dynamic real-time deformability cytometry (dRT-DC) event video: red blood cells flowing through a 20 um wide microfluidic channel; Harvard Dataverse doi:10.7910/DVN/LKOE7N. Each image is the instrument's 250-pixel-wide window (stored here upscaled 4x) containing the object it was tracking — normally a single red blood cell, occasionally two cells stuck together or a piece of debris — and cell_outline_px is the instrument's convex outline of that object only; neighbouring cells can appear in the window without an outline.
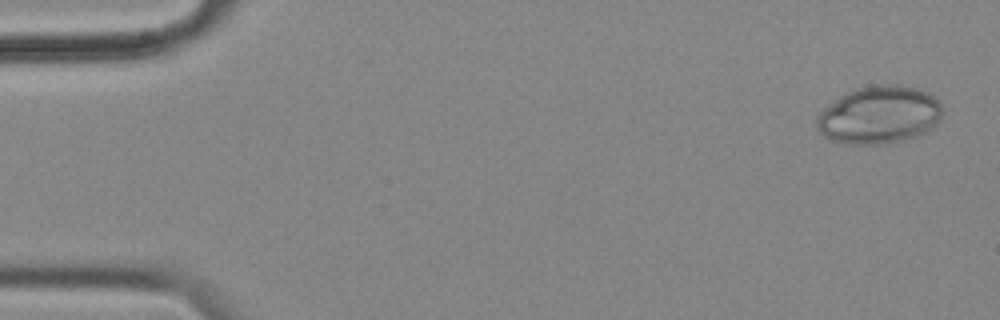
{"species": "common noctule bat (a hibernating species)", "species_latin": "Nyctalus noctula", "temperature_condition": "cold", "stored_images_in_passage": 53, "camera_frame_rate_fps": 3000, "um_per_image_px": 0.085, "animal": {"sex": "female", "body_mass_g": 18.4}, "frame": {"image": 1, "passage_image": 2, "time_ms": 0.333, "image_size_px": [1000, 320], "cell_outline_px": [[944, 112], [936, 124], [932, 128], [916, 136], [904, 140], [888, 144], [848, 144], [832, 140], [824, 136], [816, 128], [816, 116], [828, 104], [840, 96], [856, 88], [872, 84], [900, 84], [916, 88], [928, 92], [940, 104]], "centroid_in_image_um": [74.72, 9.76], "position_along_channel_um": 10.3, "area_um2": 42.6}}
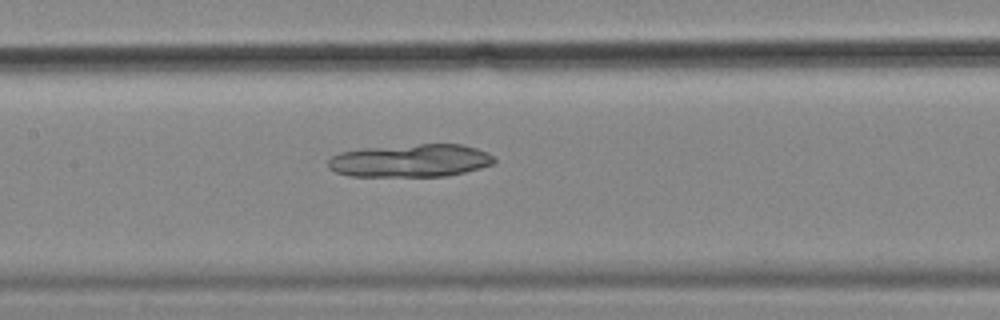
{"frame": {"image": 2, "passage_image": 26, "time_ms": 8.333, "image_size_px": [1000, 320], "cell_outline_px": [[496, 160], [492, 164], [480, 168], [464, 172], [444, 176], [348, 176], [336, 172], [328, 168], [328, 160], [332, 156], [340, 152], [364, 148], [420, 144], [460, 144], [476, 148], [488, 152], [496, 156]], "centroid_in_image_um": [34.9, 13.65], "position_along_channel_um": 172.5, "area_um2": 31.91}}
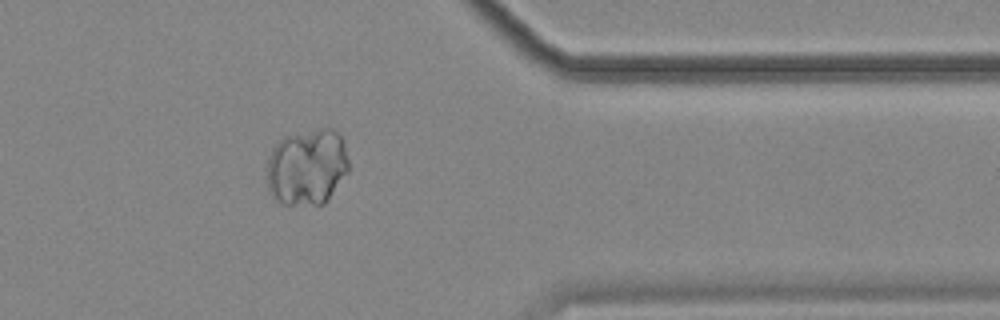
{"frame": {"image": 3, "passage_image": 45, "time_ms": 14.667, "image_size_px": [1000, 320], "cell_outline_px": [[348, 172], [328, 200], [324, 204], [284, 204], [276, 200], [268, 192], [268, 156], [272, 148], [284, 136], [320, 128], [332, 128], [340, 136], [344, 144], [348, 160]], "centroid_in_image_um": [26.1, 14.19], "position_along_channel_um": 385.3, "area_um2": 36.47}}